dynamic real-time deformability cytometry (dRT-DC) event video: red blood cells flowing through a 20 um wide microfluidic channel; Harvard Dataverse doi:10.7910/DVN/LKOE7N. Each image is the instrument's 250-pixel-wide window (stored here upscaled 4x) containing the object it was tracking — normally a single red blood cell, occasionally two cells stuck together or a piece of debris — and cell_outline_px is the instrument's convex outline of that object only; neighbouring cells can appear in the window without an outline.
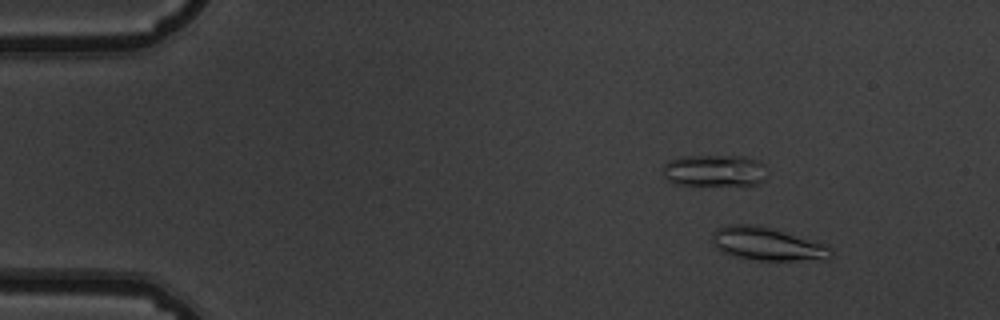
{"species": "common noctule bat (a hibernating species)", "species_latin": "Nyctalus noctula", "temperature_condition": "warm", "stored_images_in_passage": 54, "camera_frame_rate_fps": 3000, "um_per_image_px": 0.085, "animal": {"sex": "male", "body_mass_g": 19.5, "forearm_length_mm": 54.6}, "frame": {"image": 1, "passage_image": 6, "time_ms": 1.667, "image_size_px": [1000, 320], "cell_outline_px": [[832, 256], [828, 260], [756, 260], [732, 256], [716, 248], [712, 240], [712, 232], [720, 228], [736, 224], [752, 224], [768, 228], [828, 244], [832, 252]], "centroid_in_image_um": [65.26, 20.76], "position_along_channel_um": 19.7, "area_um2": 22.72}}
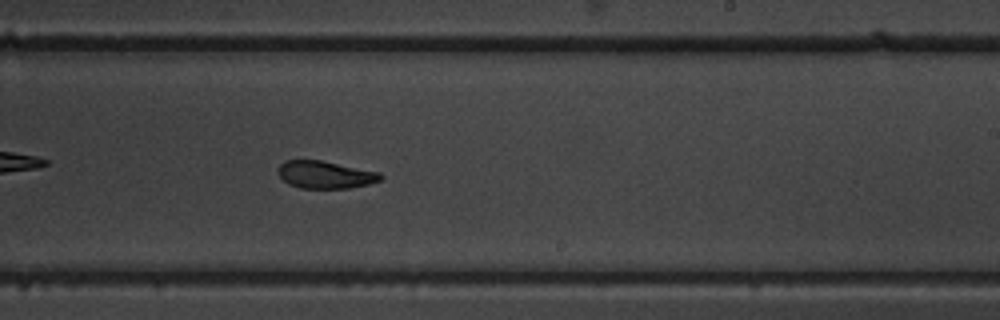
{"frame": {"image": 2, "passage_image": 33, "time_ms": 10.667, "image_size_px": [1000, 320], "cell_outline_px": [[384, 176], [380, 180], [368, 184], [348, 188], [300, 188], [288, 184], [280, 176], [276, 168], [284, 160], [320, 160], [380, 172]], "centroid_in_image_um": [27.62, 14.84], "position_along_channel_um": 261.4, "area_um2": 16.42}}
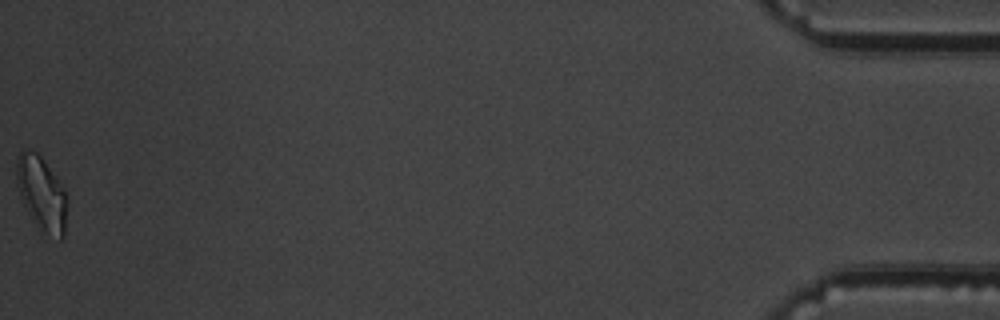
{"frame": {"image": 3, "passage_image": 54, "time_ms": 17.667, "image_size_px": [1000, 320], "cell_outline_px": [[68, 204], [64, 236], [60, 240], [48, 232], [32, 220], [20, 196], [16, 184], [16, 160], [20, 152], [24, 148], [28, 148], [36, 152], [40, 156], [56, 176], [64, 188], [68, 200]], "centroid_in_image_um": [3.54, 16.4], "position_along_channel_um": 431.7, "area_um2": 21.79}, "authors_computed_cell_mechanics": {"area_um2": 18.1203, "velocity_mm_per_s": 3.7825, "shape_relaxation_time_tau1_ms": 8.996, "shape_relaxation_time_tau2_ms": 2.2246, "deformation_change_tau1": 0.2281, "deformation_change_tau2": 0.0827}}